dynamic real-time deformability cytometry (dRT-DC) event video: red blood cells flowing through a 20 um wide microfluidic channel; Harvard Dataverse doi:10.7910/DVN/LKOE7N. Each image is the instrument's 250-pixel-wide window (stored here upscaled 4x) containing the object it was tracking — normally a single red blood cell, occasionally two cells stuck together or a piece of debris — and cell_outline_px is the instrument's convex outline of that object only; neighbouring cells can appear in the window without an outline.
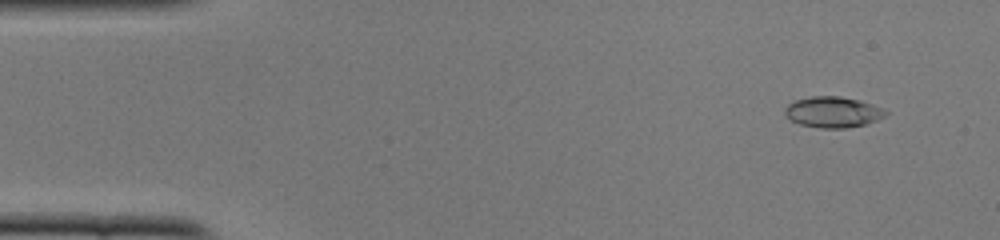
{"species": "common noctule bat (a hibernating species)", "species_latin": "Nyctalus noctula", "temperature_condition": "cold", "stored_images_in_passage": 51, "camera_frame_rate_fps": 3000, "um_per_image_px": 0.085, "animal": {"sex": "female", "body_mass_g": 22.0, "forearm_length_mm": 56.7}, "frame": {"image": 1, "passage_image": 4, "time_ms": 1.0, "image_size_px": [1000, 240], "cell_outline_px": [[888, 112], [884, 116], [868, 124], [844, 128], [820, 128], [800, 124], [784, 116], [784, 108], [788, 104], [796, 100], [812, 96], [840, 96], [860, 100], [872, 104]], "centroid_in_image_um": [70.77, 9.52], "position_along_channel_um": 14.2, "area_um2": 18.09}}
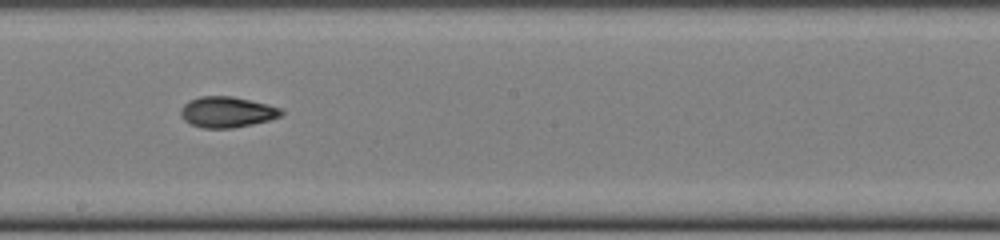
{"frame": {"image": 2, "passage_image": 28, "time_ms": 9.0, "image_size_px": [1000, 240], "cell_outline_px": [[284, 112], [280, 116], [268, 120], [252, 124], [232, 128], [204, 128], [192, 124], [184, 120], [180, 116], [180, 108], [188, 100], [200, 96], [232, 96], [268, 104], [280, 108]], "centroid_in_image_um": [19.26, 9.51], "position_along_channel_um": 228.9, "area_um2": 18.03}}
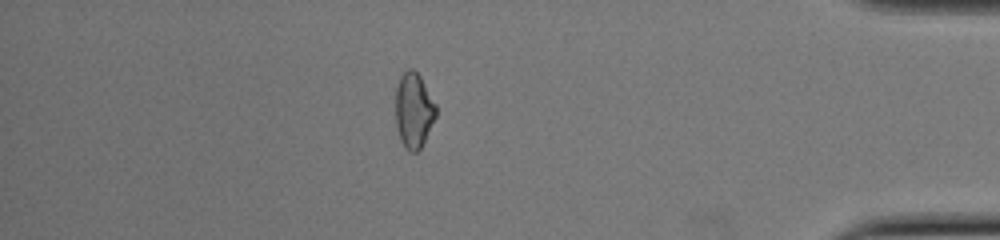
{"frame": {"image": 3, "passage_image": 44, "time_ms": 14.333, "image_size_px": [1000, 240], "cell_outline_px": [[436, 116], [420, 148], [416, 152], [408, 152], [404, 148], [400, 140], [396, 128], [396, 88], [400, 76], [408, 68], [412, 68], [420, 76], [436, 104]], "centroid_in_image_um": [35.15, 9.39], "position_along_channel_um": 400.1, "area_um2": 17.69}, "authors_computed_cell_mechanics": {"area_um2": 17.7446, "velocity_mm_per_s": 3.9447, "shape_relaxation_time_tau1_ms": 4.9681, "shape_relaxation_time_tau2_ms": 4.1701, "deformation_change_tau1": 0.1828, "deformation_change_tau2": 0.1088}}